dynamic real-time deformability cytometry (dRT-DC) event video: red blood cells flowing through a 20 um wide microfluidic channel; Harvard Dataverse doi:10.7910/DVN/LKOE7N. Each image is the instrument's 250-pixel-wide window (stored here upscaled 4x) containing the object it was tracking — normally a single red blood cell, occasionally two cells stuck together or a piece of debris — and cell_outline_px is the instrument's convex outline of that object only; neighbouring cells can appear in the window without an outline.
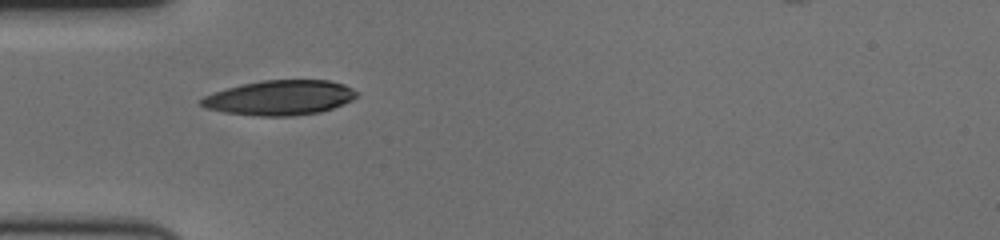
{"species": "human", "species_latin": "Homo sapiens", "temperature_condition": "cold", "stored_images_in_passage": 42, "camera_frame_rate_fps": 3000, "um_per_image_px": 0.085, "donor": {"sex": "female"}, "frame": {"image": 1, "passage_image": 1, "time_ms": 0.0, "image_size_px": [1000, 240], "cell_outline_px": [[360, 96], [344, 104], [320, 112], [292, 116], [256, 116], [224, 112], [208, 108], [200, 104], [200, 100], [204, 96], [212, 92], [224, 88], [240, 84], [264, 80], [328, 80], [344, 84], [360, 92]], "centroid_in_image_um": [23.81, 8.3], "position_along_channel_um": 61.2, "area_um2": 31.85}}
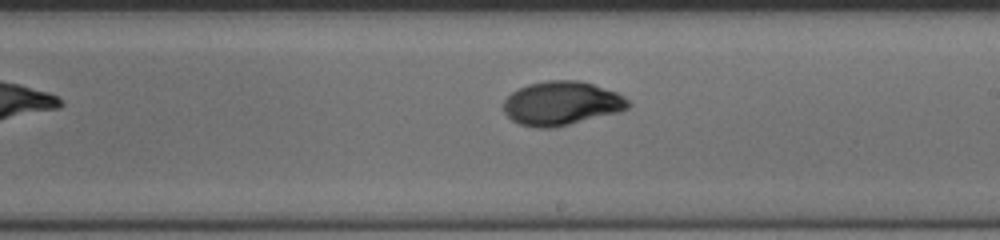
{"frame": {"image": 2, "passage_image": 17, "time_ms": 5.333, "image_size_px": [1000, 240], "cell_outline_px": [[632, 104], [628, 108], [620, 112], [556, 128], [536, 128], [520, 124], [512, 120], [504, 112], [504, 100], [512, 92], [528, 84], [548, 80], [580, 80], [616, 92], [624, 96]], "centroid_in_image_um": [47.75, 8.79], "position_along_channel_um": 241.2, "area_um2": 32.08}}
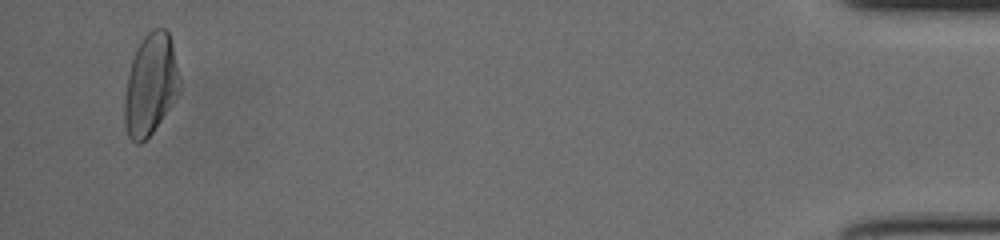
{"frame": {"image": 3, "passage_image": 40, "time_ms": 13.0, "image_size_px": [1000, 240], "cell_outline_px": [[180, 84], [168, 108], [152, 132], [140, 144], [136, 144], [128, 136], [124, 124], [124, 96], [128, 72], [136, 48], [140, 40], [152, 28], [164, 28], [168, 32], [172, 44]], "centroid_in_image_um": [12.74, 7.17], "position_along_channel_um": 422.5, "area_um2": 31.96}, "authors_computed_cell_mechanics": {"area_um2": 31.5588, "velocity_mm_per_s": 3.4451, "shape_relaxation_time_tau1_ms": 4.6005, "shape_relaxation_time_tau2_ms": 2.3951, "deformation_change_tau1": 0.185, "deformation_change_tau2": 0.044}}